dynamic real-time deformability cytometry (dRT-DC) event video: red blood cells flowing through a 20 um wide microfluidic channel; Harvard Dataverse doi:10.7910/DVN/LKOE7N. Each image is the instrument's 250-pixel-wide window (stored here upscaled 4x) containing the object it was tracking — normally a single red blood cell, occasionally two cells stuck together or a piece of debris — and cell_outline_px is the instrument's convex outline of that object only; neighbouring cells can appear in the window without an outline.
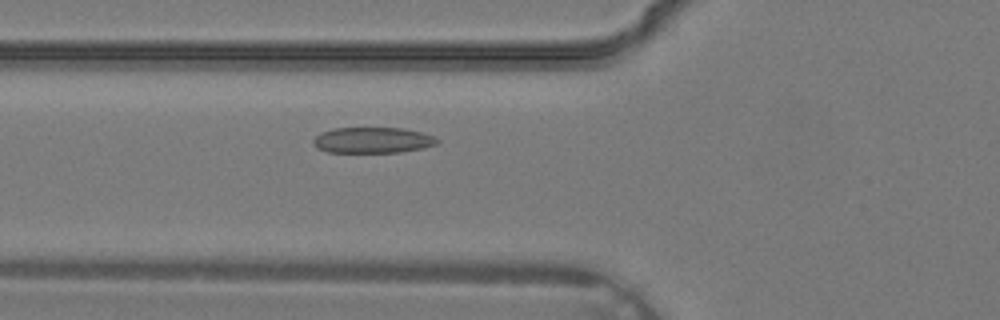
{"species": "common noctule bat (a hibernating species)", "species_latin": "Nyctalus noctula", "temperature_condition": "warm", "stored_images_in_passage": 22, "camera_frame_rate_fps": 3000, "um_per_image_px": 0.085, "animal": {"sex": "male", "body_mass_g": 19.2, "forearm_length_mm": 51.8}, "frame": {"image": 1, "passage_image": 2, "time_ms": 0.333, "image_size_px": [1000, 320], "cell_outline_px": [[440, 140], [436, 144], [424, 148], [400, 152], [328, 152], [316, 148], [312, 144], [312, 140], [320, 132], [332, 128], [404, 128], [424, 132]], "centroid_in_image_um": [31.65, 11.91], "position_along_channel_um": 94.1, "area_um2": 18.84}}
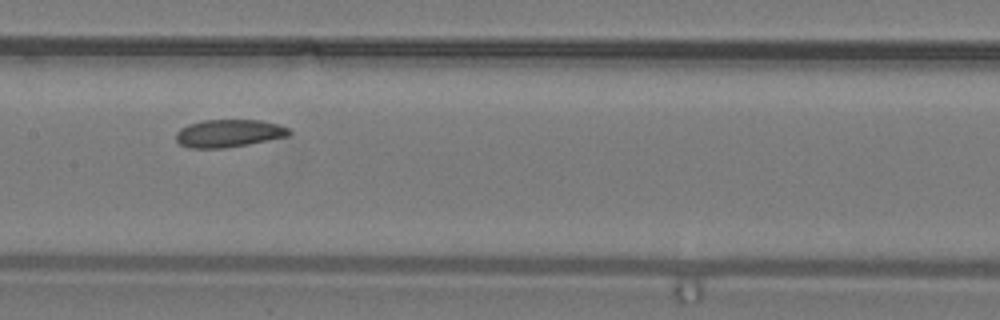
{"frame": {"image": 2, "passage_image": 7, "time_ms": 2.0, "image_size_px": [1000, 320], "cell_outline_px": [[292, 132], [288, 136], [248, 144], [224, 148], [188, 148], [180, 144], [176, 140], [176, 132], [180, 128], [188, 124], [204, 120], [260, 120], [276, 124], [288, 128]], "centroid_in_image_um": [19.41, 11.33], "position_along_channel_um": 188.0, "area_um2": 18.21}}
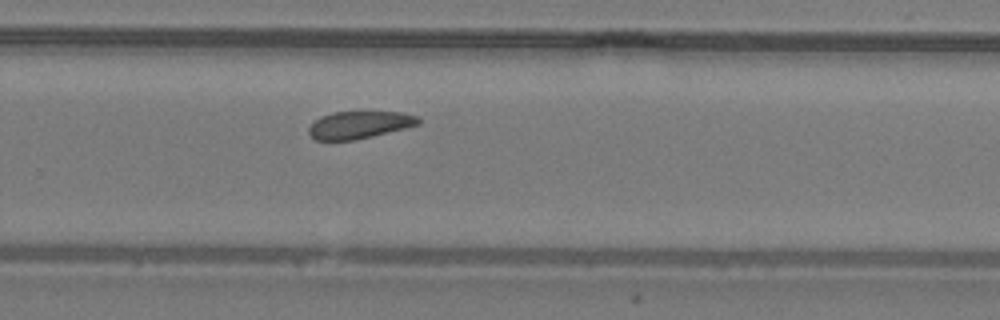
{"frame": {"image": 3, "passage_image": 13, "time_ms": 4.0, "image_size_px": [1000, 320], "cell_outline_px": [[420, 124], [356, 140], [316, 140], [308, 132], [308, 128], [320, 116], [332, 112], [360, 108], [404, 112], [420, 116]], "centroid_in_image_um": [30.6, 10.53], "position_along_channel_um": 299.2, "area_um2": 18.5}}